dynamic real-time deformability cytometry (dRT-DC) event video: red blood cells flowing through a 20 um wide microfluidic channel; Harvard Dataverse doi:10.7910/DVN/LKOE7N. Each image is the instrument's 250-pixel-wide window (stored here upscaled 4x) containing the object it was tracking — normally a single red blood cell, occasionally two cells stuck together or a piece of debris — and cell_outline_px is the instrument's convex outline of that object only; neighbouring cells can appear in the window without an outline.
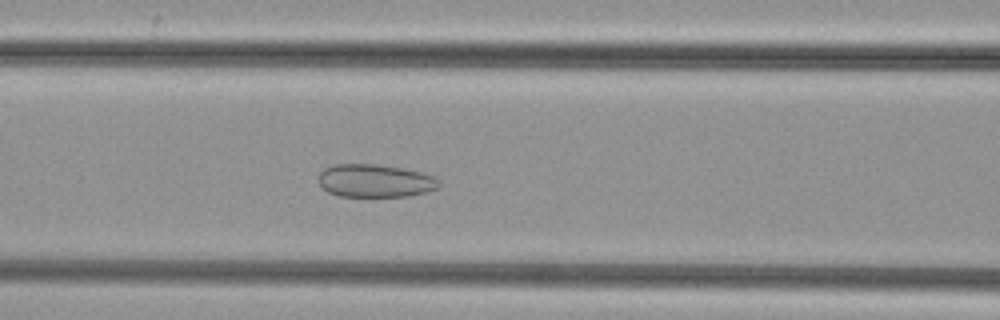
{"species": "common noctule bat (a hibernating species)", "species_latin": "Nyctalus noctula", "temperature_condition": "cold", "stored_images_in_passage": 39, "camera_frame_rate_fps": 3000, "um_per_image_px": 0.085, "animal": {"sex": "female", "body_mass_g": 29.2, "forearm_length_mm": 56.3}, "frame": {"image": 1, "passage_image": 9, "time_ms": 2.667, "image_size_px": [1000, 320], "cell_outline_px": [[440, 184], [436, 188], [428, 192], [408, 196], [340, 196], [328, 192], [320, 184], [320, 172], [324, 168], [332, 164], [376, 164], [400, 168], [420, 172], [436, 176], [440, 180]], "centroid_in_image_um": [31.91, 15.36], "position_along_channel_um": 134.7, "area_um2": 23.12}}
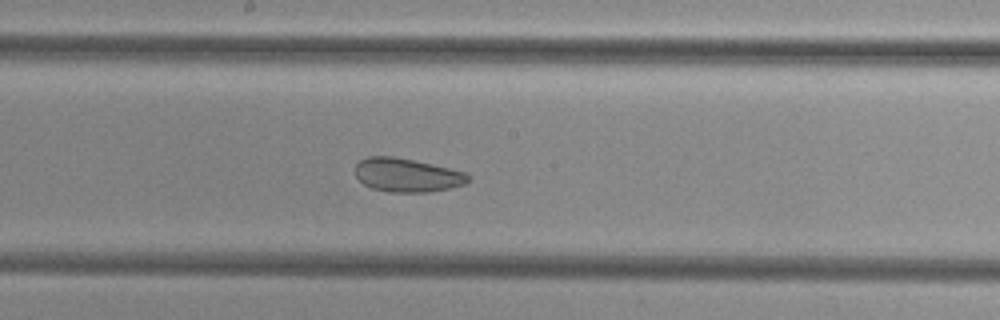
{"frame": {"image": 2, "passage_image": 15, "time_ms": 4.667, "image_size_px": [1000, 320], "cell_outline_px": [[472, 176], [464, 184], [452, 188], [428, 192], [388, 192], [372, 188], [364, 184], [356, 176], [356, 164], [360, 160], [368, 156], [392, 156], [412, 160], [448, 168], [464, 172]], "centroid_in_image_um": [34.59, 14.89], "position_along_channel_um": 213.6, "area_um2": 22.02}}
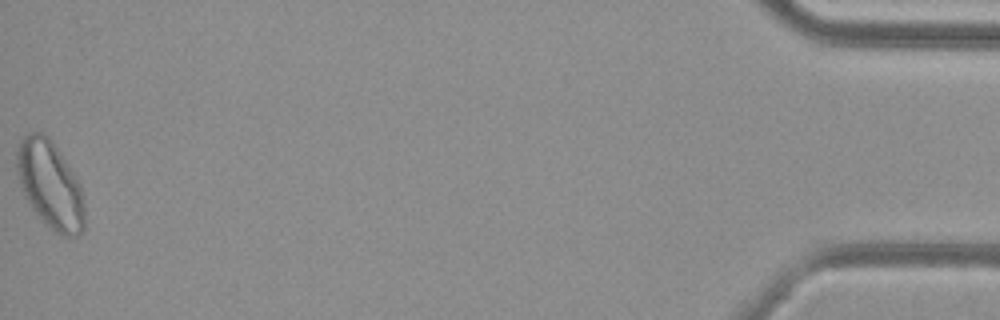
{"frame": {"image": 3, "passage_image": 39, "time_ms": 12.667, "image_size_px": [1000, 320], "cell_outline_px": [[84, 228], [76, 236], [64, 236], [56, 232], [44, 224], [36, 216], [28, 204], [24, 196], [20, 184], [16, 168], [16, 152], [20, 140], [28, 132], [44, 132], [52, 140], [80, 184], [84, 204]], "centroid_in_image_um": [4.23, 15.7], "position_along_channel_um": 431.0, "area_um2": 34.8}}